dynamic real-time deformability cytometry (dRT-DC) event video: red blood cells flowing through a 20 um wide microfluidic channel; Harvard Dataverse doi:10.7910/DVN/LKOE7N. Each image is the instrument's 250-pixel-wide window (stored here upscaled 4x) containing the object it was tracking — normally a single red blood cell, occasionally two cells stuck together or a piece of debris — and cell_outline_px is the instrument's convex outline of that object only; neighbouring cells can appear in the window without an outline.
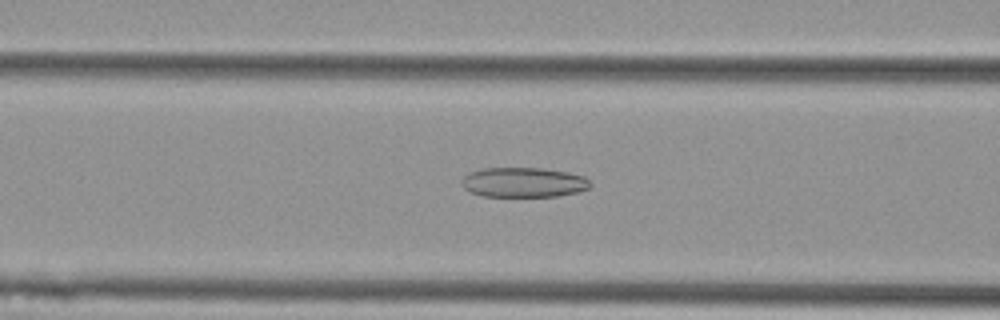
{"species": "Egyptian fruit bat (a non-hibernating species)", "species_latin": "Rousettus aegyptiacus", "temperature_condition": "cold", "stored_images_in_passage": 32, "camera_frame_rate_fps": 3000, "um_per_image_px": 0.085, "animal": {"sex": "female"}, "frame": {"image": 1, "passage_image": 7, "time_ms": 2.0, "image_size_px": [1000, 320], "cell_outline_px": [[592, 184], [588, 188], [576, 192], [556, 196], [484, 196], [472, 192], [464, 188], [460, 180], [468, 172], [484, 168], [544, 168], [568, 172], [584, 176]], "centroid_in_image_um": [44.49, 15.49], "position_along_channel_um": 122.1, "area_um2": 22.31}}
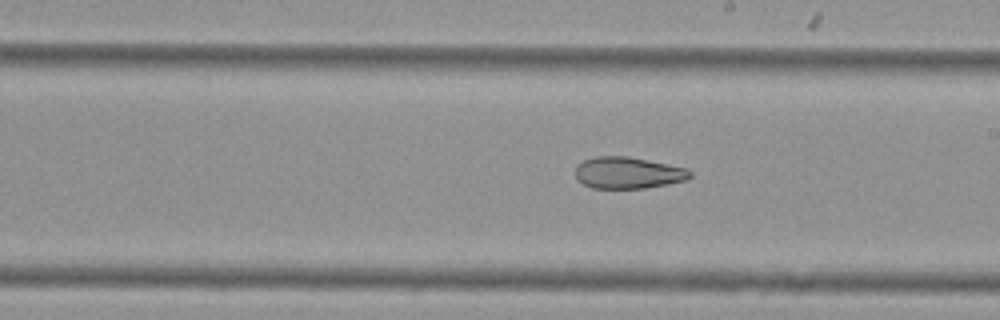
{"frame": {"image": 2, "passage_image": 16, "time_ms": 5.0, "image_size_px": [1000, 320], "cell_outline_px": [[692, 176], [688, 180], [668, 184], [644, 188], [592, 188], [576, 180], [576, 164], [584, 160], [596, 156], [628, 156], [688, 168], [692, 172]], "centroid_in_image_um": [53.39, 14.68], "position_along_channel_um": 235.6, "area_um2": 21.33}}
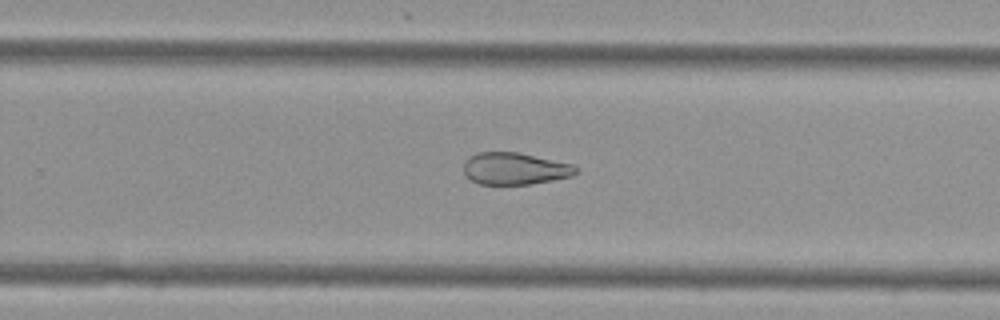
{"frame": {"image": 3, "passage_image": 20, "time_ms": 6.333, "image_size_px": [1000, 320], "cell_outline_px": [[576, 172], [572, 176], [532, 184], [480, 184], [472, 180], [464, 172], [464, 160], [480, 152], [516, 152], [572, 164], [576, 168]], "centroid_in_image_um": [43.75, 14.33], "position_along_channel_um": 286.1, "area_um2": 20.58}}